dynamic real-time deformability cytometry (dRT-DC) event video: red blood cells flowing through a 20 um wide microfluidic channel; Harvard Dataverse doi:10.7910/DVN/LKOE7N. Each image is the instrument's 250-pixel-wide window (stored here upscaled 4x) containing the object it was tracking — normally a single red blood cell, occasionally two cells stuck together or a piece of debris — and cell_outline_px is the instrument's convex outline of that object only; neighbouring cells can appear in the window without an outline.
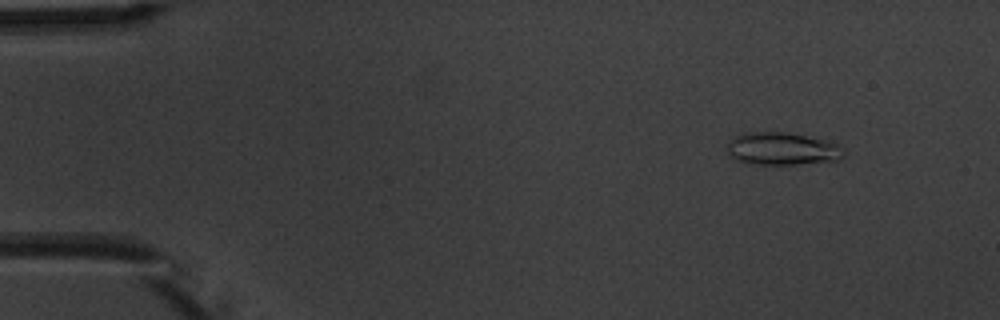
{"species": "common noctule bat (a hibernating species)", "species_latin": "Nyctalus noctula", "temperature_condition": "warm", "stored_images_in_passage": 9, "camera_frame_rate_fps": 3000, "um_per_image_px": 0.085, "animal": {"sex": "male", "body_mass_g": 20.1, "forearm_length_mm": 53.5}, "frame": {"image": 1, "passage_image": 2, "time_ms": 1.0, "image_size_px": [1000, 320], "cell_outline_px": [[848, 152], [844, 156], [836, 160], [796, 164], [752, 164], [740, 160], [732, 156], [728, 152], [728, 144], [736, 136], [752, 132], [784, 132], [836, 140]], "centroid_in_image_um": [66.64, 12.63], "position_along_channel_um": 18.4, "area_um2": 22.31}}
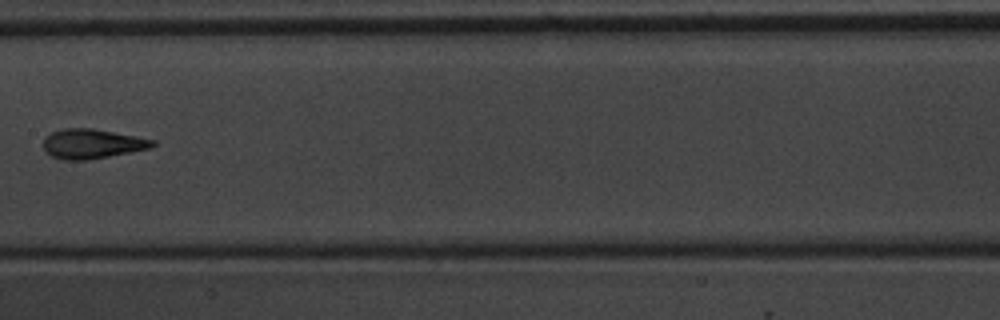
{"frame": {"image": 2, "passage_image": 8, "time_ms": 8.333, "image_size_px": [1000, 320], "cell_outline_px": [[156, 144], [152, 148], [88, 160], [64, 160], [52, 156], [44, 152], [44, 136], [52, 132], [64, 128], [92, 128], [136, 136], [156, 140]], "centroid_in_image_um": [7.83, 12.22], "position_along_channel_um": 199.6, "area_um2": 18.96}}
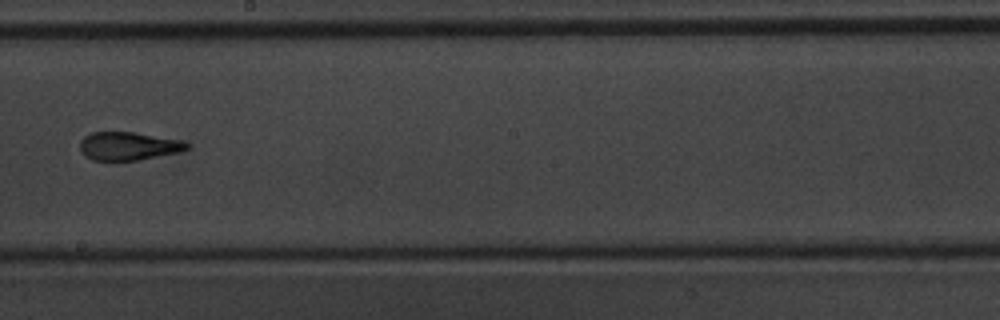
{"frame": {"image": 3, "passage_image": 9, "time_ms": 9.333, "image_size_px": [1000, 320], "cell_outline_px": [[188, 148], [180, 152], [136, 160], [92, 160], [84, 156], [80, 152], [80, 140], [84, 136], [92, 132], [132, 132], [180, 140], [188, 144]], "centroid_in_image_um": [10.85, 12.42], "position_along_channel_um": 237.3, "area_um2": 17.46}}